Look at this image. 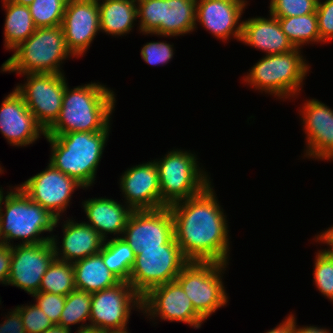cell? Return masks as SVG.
Instances as JSON below:
<instances>
[{"label":"cell","mask_w":333,"mask_h":333,"mask_svg":"<svg viewBox=\"0 0 333 333\" xmlns=\"http://www.w3.org/2000/svg\"><path fill=\"white\" fill-rule=\"evenodd\" d=\"M67 85L59 116L45 133L104 131L111 123L116 102L114 91L95 82L73 89H69Z\"/></svg>","instance_id":"2"},{"label":"cell","mask_w":333,"mask_h":333,"mask_svg":"<svg viewBox=\"0 0 333 333\" xmlns=\"http://www.w3.org/2000/svg\"><path fill=\"white\" fill-rule=\"evenodd\" d=\"M16 308L20 312L25 333H42L54 325L37 304L18 305Z\"/></svg>","instance_id":"35"},{"label":"cell","mask_w":333,"mask_h":333,"mask_svg":"<svg viewBox=\"0 0 333 333\" xmlns=\"http://www.w3.org/2000/svg\"><path fill=\"white\" fill-rule=\"evenodd\" d=\"M6 18L4 24L5 48L14 50L36 30L29 7L2 0Z\"/></svg>","instance_id":"27"},{"label":"cell","mask_w":333,"mask_h":333,"mask_svg":"<svg viewBox=\"0 0 333 333\" xmlns=\"http://www.w3.org/2000/svg\"><path fill=\"white\" fill-rule=\"evenodd\" d=\"M215 194L209 184L198 195L168 206L176 243L189 261L228 264V221Z\"/></svg>","instance_id":"1"},{"label":"cell","mask_w":333,"mask_h":333,"mask_svg":"<svg viewBox=\"0 0 333 333\" xmlns=\"http://www.w3.org/2000/svg\"><path fill=\"white\" fill-rule=\"evenodd\" d=\"M76 333H101V332H99L93 328H86V329H82V330H77Z\"/></svg>","instance_id":"46"},{"label":"cell","mask_w":333,"mask_h":333,"mask_svg":"<svg viewBox=\"0 0 333 333\" xmlns=\"http://www.w3.org/2000/svg\"><path fill=\"white\" fill-rule=\"evenodd\" d=\"M110 125L100 132L45 134L51 145L49 163L88 188L96 180Z\"/></svg>","instance_id":"3"},{"label":"cell","mask_w":333,"mask_h":333,"mask_svg":"<svg viewBox=\"0 0 333 333\" xmlns=\"http://www.w3.org/2000/svg\"><path fill=\"white\" fill-rule=\"evenodd\" d=\"M0 131L15 147L33 144L41 134H46L16 89L4 98L0 106Z\"/></svg>","instance_id":"18"},{"label":"cell","mask_w":333,"mask_h":333,"mask_svg":"<svg viewBox=\"0 0 333 333\" xmlns=\"http://www.w3.org/2000/svg\"><path fill=\"white\" fill-rule=\"evenodd\" d=\"M92 293L75 289L66 296L65 306L62 310L59 324L71 329L70 325L80 324L78 330L89 328L86 321L90 320ZM85 321V325L83 322Z\"/></svg>","instance_id":"31"},{"label":"cell","mask_w":333,"mask_h":333,"mask_svg":"<svg viewBox=\"0 0 333 333\" xmlns=\"http://www.w3.org/2000/svg\"><path fill=\"white\" fill-rule=\"evenodd\" d=\"M63 239L61 249L56 238L51 235V243L54 248L56 259L74 263L88 256L99 253L104 245L105 240L98 232L85 222L78 223L72 219L64 221ZM62 250V251H61Z\"/></svg>","instance_id":"22"},{"label":"cell","mask_w":333,"mask_h":333,"mask_svg":"<svg viewBox=\"0 0 333 333\" xmlns=\"http://www.w3.org/2000/svg\"><path fill=\"white\" fill-rule=\"evenodd\" d=\"M316 0H271L269 14L275 17H292L316 13Z\"/></svg>","instance_id":"34"},{"label":"cell","mask_w":333,"mask_h":333,"mask_svg":"<svg viewBox=\"0 0 333 333\" xmlns=\"http://www.w3.org/2000/svg\"><path fill=\"white\" fill-rule=\"evenodd\" d=\"M276 18L279 21L282 31L295 48L300 49L306 43L321 42L316 13Z\"/></svg>","instance_id":"29"},{"label":"cell","mask_w":333,"mask_h":333,"mask_svg":"<svg viewBox=\"0 0 333 333\" xmlns=\"http://www.w3.org/2000/svg\"><path fill=\"white\" fill-rule=\"evenodd\" d=\"M266 333H293V314H290L277 327L267 331Z\"/></svg>","instance_id":"42"},{"label":"cell","mask_w":333,"mask_h":333,"mask_svg":"<svg viewBox=\"0 0 333 333\" xmlns=\"http://www.w3.org/2000/svg\"><path fill=\"white\" fill-rule=\"evenodd\" d=\"M3 192L4 191H3L2 187H0V197H1V195H2Z\"/></svg>","instance_id":"48"},{"label":"cell","mask_w":333,"mask_h":333,"mask_svg":"<svg viewBox=\"0 0 333 333\" xmlns=\"http://www.w3.org/2000/svg\"><path fill=\"white\" fill-rule=\"evenodd\" d=\"M253 17L243 20L241 39L245 45L266 52V55L281 54L294 50L286 34L282 31L278 19Z\"/></svg>","instance_id":"23"},{"label":"cell","mask_w":333,"mask_h":333,"mask_svg":"<svg viewBox=\"0 0 333 333\" xmlns=\"http://www.w3.org/2000/svg\"><path fill=\"white\" fill-rule=\"evenodd\" d=\"M197 0H136L139 31L143 34L180 36L196 28Z\"/></svg>","instance_id":"9"},{"label":"cell","mask_w":333,"mask_h":333,"mask_svg":"<svg viewBox=\"0 0 333 333\" xmlns=\"http://www.w3.org/2000/svg\"><path fill=\"white\" fill-rule=\"evenodd\" d=\"M32 296L36 300L35 304L45 312L51 322L54 325L59 324V319L65 306L66 296L45 292H38Z\"/></svg>","instance_id":"36"},{"label":"cell","mask_w":333,"mask_h":333,"mask_svg":"<svg viewBox=\"0 0 333 333\" xmlns=\"http://www.w3.org/2000/svg\"><path fill=\"white\" fill-rule=\"evenodd\" d=\"M68 0H34L28 7L36 28L61 26Z\"/></svg>","instance_id":"32"},{"label":"cell","mask_w":333,"mask_h":333,"mask_svg":"<svg viewBox=\"0 0 333 333\" xmlns=\"http://www.w3.org/2000/svg\"><path fill=\"white\" fill-rule=\"evenodd\" d=\"M174 55L173 45L162 42H147L141 49L142 59L150 65L167 64Z\"/></svg>","instance_id":"37"},{"label":"cell","mask_w":333,"mask_h":333,"mask_svg":"<svg viewBox=\"0 0 333 333\" xmlns=\"http://www.w3.org/2000/svg\"><path fill=\"white\" fill-rule=\"evenodd\" d=\"M83 209L88 219L86 224L93 227L106 241L107 234H123L131 213L134 211L127 204L123 205L108 198H89L83 202Z\"/></svg>","instance_id":"24"},{"label":"cell","mask_w":333,"mask_h":333,"mask_svg":"<svg viewBox=\"0 0 333 333\" xmlns=\"http://www.w3.org/2000/svg\"><path fill=\"white\" fill-rule=\"evenodd\" d=\"M313 274L318 290L333 302V256L327 250L316 252Z\"/></svg>","instance_id":"33"},{"label":"cell","mask_w":333,"mask_h":333,"mask_svg":"<svg viewBox=\"0 0 333 333\" xmlns=\"http://www.w3.org/2000/svg\"><path fill=\"white\" fill-rule=\"evenodd\" d=\"M75 287L78 290L94 293L111 288L121 280L104 264L102 256L97 253L72 263Z\"/></svg>","instance_id":"25"},{"label":"cell","mask_w":333,"mask_h":333,"mask_svg":"<svg viewBox=\"0 0 333 333\" xmlns=\"http://www.w3.org/2000/svg\"><path fill=\"white\" fill-rule=\"evenodd\" d=\"M61 26L67 49L74 57L84 55L100 32L98 0H68Z\"/></svg>","instance_id":"17"},{"label":"cell","mask_w":333,"mask_h":333,"mask_svg":"<svg viewBox=\"0 0 333 333\" xmlns=\"http://www.w3.org/2000/svg\"><path fill=\"white\" fill-rule=\"evenodd\" d=\"M75 289L72 263L55 258L41 279L39 292L67 296Z\"/></svg>","instance_id":"30"},{"label":"cell","mask_w":333,"mask_h":333,"mask_svg":"<svg viewBox=\"0 0 333 333\" xmlns=\"http://www.w3.org/2000/svg\"><path fill=\"white\" fill-rule=\"evenodd\" d=\"M4 204L5 213L2 205ZM60 218L53 216L41 205L33 202L18 186L0 197V242L8 246L13 239H22L19 244L48 242L52 236L40 237L44 232H53Z\"/></svg>","instance_id":"4"},{"label":"cell","mask_w":333,"mask_h":333,"mask_svg":"<svg viewBox=\"0 0 333 333\" xmlns=\"http://www.w3.org/2000/svg\"><path fill=\"white\" fill-rule=\"evenodd\" d=\"M133 307L142 310V297L126 281L94 292L89 328L101 333L126 331Z\"/></svg>","instance_id":"11"},{"label":"cell","mask_w":333,"mask_h":333,"mask_svg":"<svg viewBox=\"0 0 333 333\" xmlns=\"http://www.w3.org/2000/svg\"><path fill=\"white\" fill-rule=\"evenodd\" d=\"M14 246L7 285L21 288L30 295L38 293L43 275L56 258L51 241Z\"/></svg>","instance_id":"16"},{"label":"cell","mask_w":333,"mask_h":333,"mask_svg":"<svg viewBox=\"0 0 333 333\" xmlns=\"http://www.w3.org/2000/svg\"><path fill=\"white\" fill-rule=\"evenodd\" d=\"M315 237H316L315 241H318V242H321V243H324V244L330 246L329 249H325V250H327L333 256V226L329 227V229L321 232L320 235L318 234Z\"/></svg>","instance_id":"41"},{"label":"cell","mask_w":333,"mask_h":333,"mask_svg":"<svg viewBox=\"0 0 333 333\" xmlns=\"http://www.w3.org/2000/svg\"><path fill=\"white\" fill-rule=\"evenodd\" d=\"M295 48L286 53L265 55L244 77L253 88L281 98L296 97L301 91L303 80L310 66Z\"/></svg>","instance_id":"6"},{"label":"cell","mask_w":333,"mask_h":333,"mask_svg":"<svg viewBox=\"0 0 333 333\" xmlns=\"http://www.w3.org/2000/svg\"><path fill=\"white\" fill-rule=\"evenodd\" d=\"M100 31L113 36L130 33L137 19L136 0H98Z\"/></svg>","instance_id":"26"},{"label":"cell","mask_w":333,"mask_h":333,"mask_svg":"<svg viewBox=\"0 0 333 333\" xmlns=\"http://www.w3.org/2000/svg\"><path fill=\"white\" fill-rule=\"evenodd\" d=\"M25 84L15 89L23 96L25 104L36 122L46 131L58 118L66 87L64 74H23Z\"/></svg>","instance_id":"12"},{"label":"cell","mask_w":333,"mask_h":333,"mask_svg":"<svg viewBox=\"0 0 333 333\" xmlns=\"http://www.w3.org/2000/svg\"><path fill=\"white\" fill-rule=\"evenodd\" d=\"M296 317L293 315V333H330V330L326 328H320L315 326H303L298 327L296 325Z\"/></svg>","instance_id":"43"},{"label":"cell","mask_w":333,"mask_h":333,"mask_svg":"<svg viewBox=\"0 0 333 333\" xmlns=\"http://www.w3.org/2000/svg\"><path fill=\"white\" fill-rule=\"evenodd\" d=\"M71 329L65 328L61 325H53L51 328L46 329L42 333H70Z\"/></svg>","instance_id":"44"},{"label":"cell","mask_w":333,"mask_h":333,"mask_svg":"<svg viewBox=\"0 0 333 333\" xmlns=\"http://www.w3.org/2000/svg\"><path fill=\"white\" fill-rule=\"evenodd\" d=\"M1 67L3 72L17 74H64L62 62L74 57L67 49L62 26L36 28L35 32L14 50Z\"/></svg>","instance_id":"5"},{"label":"cell","mask_w":333,"mask_h":333,"mask_svg":"<svg viewBox=\"0 0 333 333\" xmlns=\"http://www.w3.org/2000/svg\"><path fill=\"white\" fill-rule=\"evenodd\" d=\"M188 262L176 242H167L163 249H143L135 257L128 283L142 297L155 286L175 281Z\"/></svg>","instance_id":"10"},{"label":"cell","mask_w":333,"mask_h":333,"mask_svg":"<svg viewBox=\"0 0 333 333\" xmlns=\"http://www.w3.org/2000/svg\"><path fill=\"white\" fill-rule=\"evenodd\" d=\"M99 254L112 273L121 281L129 282L136 255L122 237L107 239Z\"/></svg>","instance_id":"28"},{"label":"cell","mask_w":333,"mask_h":333,"mask_svg":"<svg viewBox=\"0 0 333 333\" xmlns=\"http://www.w3.org/2000/svg\"><path fill=\"white\" fill-rule=\"evenodd\" d=\"M125 203L133 210L161 208L158 170L154 161L128 168L120 178Z\"/></svg>","instance_id":"21"},{"label":"cell","mask_w":333,"mask_h":333,"mask_svg":"<svg viewBox=\"0 0 333 333\" xmlns=\"http://www.w3.org/2000/svg\"><path fill=\"white\" fill-rule=\"evenodd\" d=\"M302 124L308 158L333 160V110L317 99L307 100L302 107Z\"/></svg>","instance_id":"20"},{"label":"cell","mask_w":333,"mask_h":333,"mask_svg":"<svg viewBox=\"0 0 333 333\" xmlns=\"http://www.w3.org/2000/svg\"><path fill=\"white\" fill-rule=\"evenodd\" d=\"M227 265L214 261H189L176 277L195 311L204 320L229 301L222 282Z\"/></svg>","instance_id":"8"},{"label":"cell","mask_w":333,"mask_h":333,"mask_svg":"<svg viewBox=\"0 0 333 333\" xmlns=\"http://www.w3.org/2000/svg\"><path fill=\"white\" fill-rule=\"evenodd\" d=\"M102 333H128V330H126V331H121V332H102Z\"/></svg>","instance_id":"47"},{"label":"cell","mask_w":333,"mask_h":333,"mask_svg":"<svg viewBox=\"0 0 333 333\" xmlns=\"http://www.w3.org/2000/svg\"><path fill=\"white\" fill-rule=\"evenodd\" d=\"M1 165V164H0ZM3 173V169H2V167L0 166V174H2Z\"/></svg>","instance_id":"49"},{"label":"cell","mask_w":333,"mask_h":333,"mask_svg":"<svg viewBox=\"0 0 333 333\" xmlns=\"http://www.w3.org/2000/svg\"><path fill=\"white\" fill-rule=\"evenodd\" d=\"M141 311L150 319L159 317L164 321L183 322L195 329L205 321L176 280L151 288L142 296Z\"/></svg>","instance_id":"15"},{"label":"cell","mask_w":333,"mask_h":333,"mask_svg":"<svg viewBox=\"0 0 333 333\" xmlns=\"http://www.w3.org/2000/svg\"><path fill=\"white\" fill-rule=\"evenodd\" d=\"M19 187L33 202L41 205L57 219L67 210L74 190L85 188L50 163L45 170L30 177Z\"/></svg>","instance_id":"14"},{"label":"cell","mask_w":333,"mask_h":333,"mask_svg":"<svg viewBox=\"0 0 333 333\" xmlns=\"http://www.w3.org/2000/svg\"><path fill=\"white\" fill-rule=\"evenodd\" d=\"M246 0H197L196 23L203 25L216 38L223 41L231 36L240 41Z\"/></svg>","instance_id":"19"},{"label":"cell","mask_w":333,"mask_h":333,"mask_svg":"<svg viewBox=\"0 0 333 333\" xmlns=\"http://www.w3.org/2000/svg\"><path fill=\"white\" fill-rule=\"evenodd\" d=\"M316 15L320 40L329 43L333 39V0L318 2Z\"/></svg>","instance_id":"38"},{"label":"cell","mask_w":333,"mask_h":333,"mask_svg":"<svg viewBox=\"0 0 333 333\" xmlns=\"http://www.w3.org/2000/svg\"><path fill=\"white\" fill-rule=\"evenodd\" d=\"M11 311L0 324V333H25L19 310L14 308Z\"/></svg>","instance_id":"39"},{"label":"cell","mask_w":333,"mask_h":333,"mask_svg":"<svg viewBox=\"0 0 333 333\" xmlns=\"http://www.w3.org/2000/svg\"><path fill=\"white\" fill-rule=\"evenodd\" d=\"M18 5L29 6L34 0H8Z\"/></svg>","instance_id":"45"},{"label":"cell","mask_w":333,"mask_h":333,"mask_svg":"<svg viewBox=\"0 0 333 333\" xmlns=\"http://www.w3.org/2000/svg\"><path fill=\"white\" fill-rule=\"evenodd\" d=\"M12 256V245L0 243V283L7 285Z\"/></svg>","instance_id":"40"},{"label":"cell","mask_w":333,"mask_h":333,"mask_svg":"<svg viewBox=\"0 0 333 333\" xmlns=\"http://www.w3.org/2000/svg\"><path fill=\"white\" fill-rule=\"evenodd\" d=\"M197 159L190 151L175 149L160 160H154L159 176L161 208L196 196L212 184Z\"/></svg>","instance_id":"7"},{"label":"cell","mask_w":333,"mask_h":333,"mask_svg":"<svg viewBox=\"0 0 333 333\" xmlns=\"http://www.w3.org/2000/svg\"><path fill=\"white\" fill-rule=\"evenodd\" d=\"M122 237L135 255L143 249H163L167 242H176L174 220L169 207L156 210H134Z\"/></svg>","instance_id":"13"}]
</instances>
